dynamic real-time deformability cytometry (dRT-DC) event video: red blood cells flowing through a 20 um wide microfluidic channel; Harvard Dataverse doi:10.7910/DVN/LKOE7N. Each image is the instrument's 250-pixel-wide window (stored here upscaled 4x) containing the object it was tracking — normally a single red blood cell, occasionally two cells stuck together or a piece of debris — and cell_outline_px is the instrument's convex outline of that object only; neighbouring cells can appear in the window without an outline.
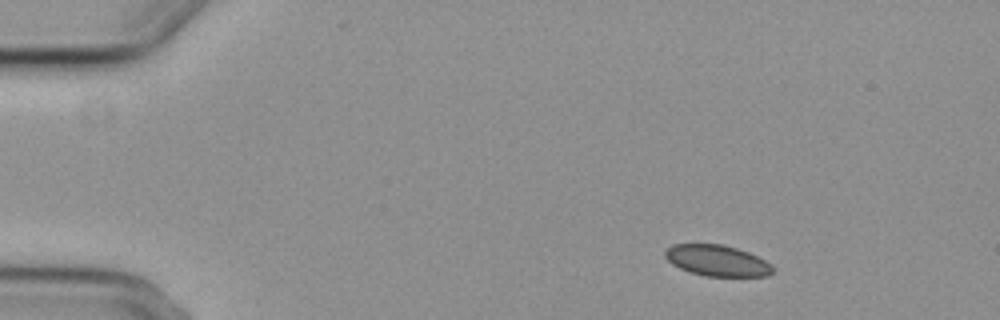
{"species": "common noctule bat (a hibernating species)", "species_latin": "Nyctalus noctula", "temperature_condition": "cold", "stored_images_in_passage": 7, "camera_frame_rate_fps": 3000, "um_per_image_px": 0.085, "animal": {"sex": "female", "body_mass_g": 29.2, "forearm_length_mm": 56.3}, "frame": {"image": 1, "passage_image": 1, "time_ms": 0.0, "image_size_px": [1000, 320], "cell_outline_px": [[776, 268], [768, 276], [704, 276], [688, 272], [672, 264], [664, 256], [664, 252], [672, 244], [724, 244], [748, 252], [772, 264]], "centroid_in_image_um": [60.95, 22.15], "position_along_channel_um": 24.0, "area_um2": 19.59}}
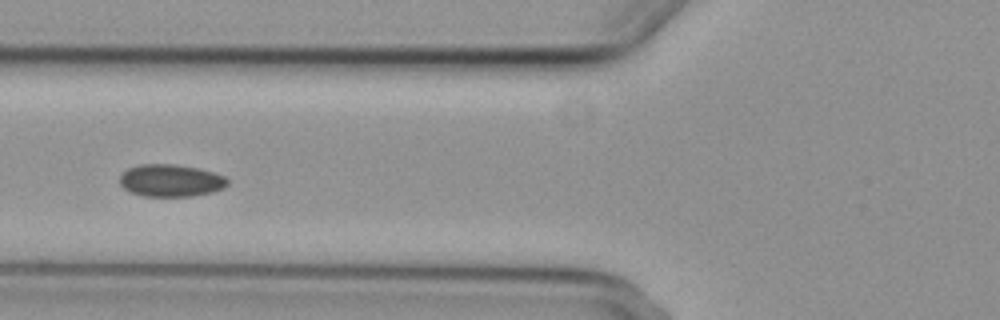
{"frame": {"image": 2, "passage_image": 5, "time_ms": 4.667, "image_size_px": [1000, 320], "cell_outline_px": [[228, 184], [224, 188], [212, 192], [192, 196], [144, 196], [132, 192], [124, 188], [120, 184], [120, 176], [128, 168], [140, 164], [176, 164], [200, 168], [224, 176], [228, 180]], "centroid_in_image_um": [14.53, 15.34], "position_along_channel_um": 111.3, "area_um2": 20.29}}
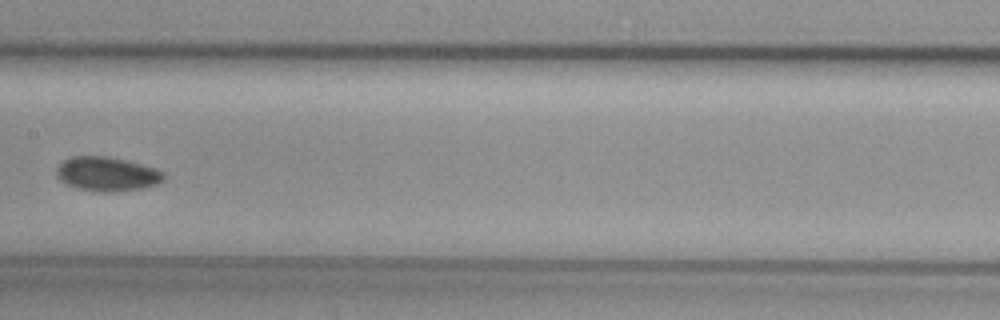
{"frame": {"image": 3, "passage_image": 7, "time_ms": 7.0, "image_size_px": [1000, 320], "cell_outline_px": [[164, 180], [156, 184], [140, 188], [116, 192], [104, 192], [76, 188], [64, 184], [56, 176], [56, 168], [68, 156], [108, 156], [156, 168], [164, 172]], "centroid_in_image_um": [9.05, 14.79], "position_along_channel_um": 198.3, "area_um2": 21.44}}